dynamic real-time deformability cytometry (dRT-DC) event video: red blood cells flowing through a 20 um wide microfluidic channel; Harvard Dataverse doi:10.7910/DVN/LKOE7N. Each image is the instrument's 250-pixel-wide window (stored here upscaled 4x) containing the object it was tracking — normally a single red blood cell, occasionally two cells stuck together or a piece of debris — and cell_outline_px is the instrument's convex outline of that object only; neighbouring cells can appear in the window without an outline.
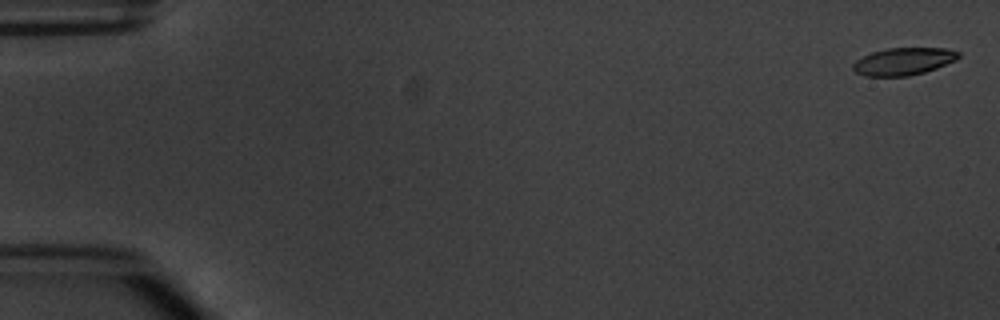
{"species": "common noctule bat (a hibernating species)", "species_latin": "Nyctalus noctula", "temperature_condition": "warm", "stored_images_in_passage": 5, "camera_frame_rate_fps": 3000, "um_per_image_px": 0.085, "animal": {"sex": "male", "body_mass_g": 20.1, "forearm_length_mm": 53.5}, "frame": {"image": 1, "passage_image": 1, "time_ms": 0.0, "image_size_px": [1000, 320], "cell_outline_px": [[960, 56], [956, 60], [936, 68], [924, 72], [908, 76], [864, 76], [856, 72], [852, 68], [852, 64], [856, 60], [872, 52], [888, 48], [948, 48], [960, 52]], "centroid_in_image_um": [76.81, 5.21], "position_along_channel_um": 8.2, "area_um2": 16.82}}
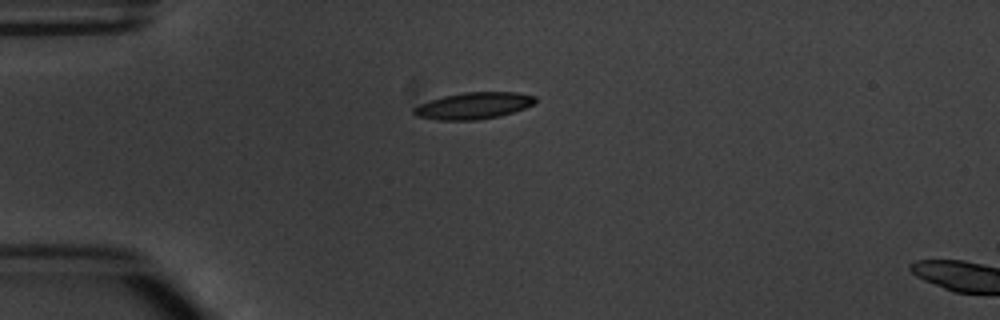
{"frame": {"image": 2, "passage_image": 4, "time_ms": 4.333, "image_size_px": [1000, 320], "cell_outline_px": [[536, 100], [532, 104], [524, 108], [500, 116], [476, 120], [436, 120], [416, 116], [412, 112], [412, 108], [420, 104], [444, 96], [464, 92], [516, 92], [536, 96]], "centroid_in_image_um": [40.23, 8.99], "position_along_channel_um": 44.8, "area_um2": 18.79}}